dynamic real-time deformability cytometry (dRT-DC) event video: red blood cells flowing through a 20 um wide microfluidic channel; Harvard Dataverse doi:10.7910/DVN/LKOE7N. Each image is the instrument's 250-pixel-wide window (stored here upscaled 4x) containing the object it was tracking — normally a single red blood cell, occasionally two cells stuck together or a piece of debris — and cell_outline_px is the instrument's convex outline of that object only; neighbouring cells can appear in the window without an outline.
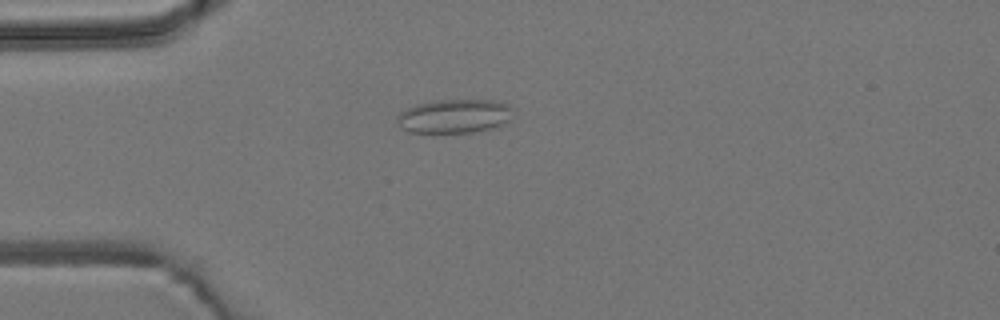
{"species": "common noctule bat (a hibernating species)", "species_latin": "Nyctalus noctula", "temperature_condition": "room temperature", "stored_images_in_passage": 4, "camera_frame_rate_fps": 3000, "um_per_image_px": 0.085, "animal": {"sex": "male", "body_mass_g": 19.2, "forearm_length_mm": 51.8}, "frame": {"image": 1, "passage_image": 2, "time_ms": 1.333, "image_size_px": [1000, 320], "cell_outline_px": [[516, 116], [512, 120], [496, 128], [472, 132], [408, 132], [400, 128], [396, 116], [400, 112], [416, 104], [436, 100], [492, 100], [508, 104], [512, 108]], "centroid_in_image_um": [38.69, 9.87], "position_along_channel_um": 46.3, "area_um2": 23.29}}